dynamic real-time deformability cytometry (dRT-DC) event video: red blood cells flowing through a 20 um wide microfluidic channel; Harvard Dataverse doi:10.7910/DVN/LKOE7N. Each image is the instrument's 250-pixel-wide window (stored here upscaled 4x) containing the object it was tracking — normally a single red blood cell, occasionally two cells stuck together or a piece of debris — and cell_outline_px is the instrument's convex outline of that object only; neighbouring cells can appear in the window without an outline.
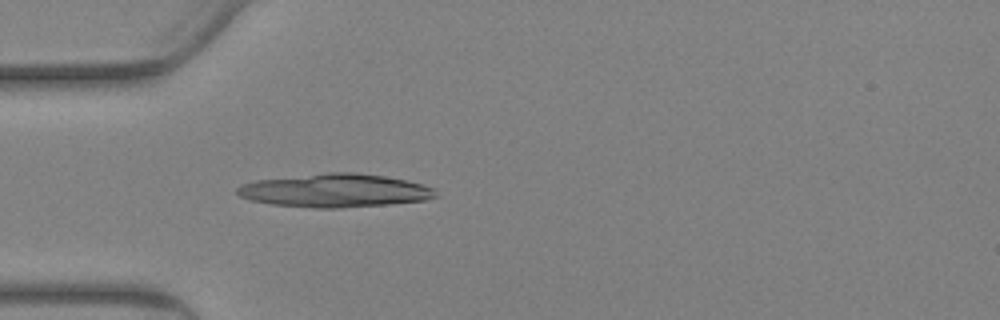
{"species": "Egyptian fruit bat (a non-hibernating species)", "species_latin": "Rousettus aegyptiacus", "temperature_condition": "warm", "stored_images_in_passage": 69, "camera_frame_rate_fps": 3000, "um_per_image_px": 0.085, "animal": {"sex": "female"}, "frame": {"image": 1, "passage_image": 21, "time_ms": 6.667, "image_size_px": [1000, 320], "cell_outline_px": [[436, 196], [424, 200], [388, 204], [340, 208], [312, 208], [272, 204], [252, 200], [240, 196], [236, 192], [236, 188], [240, 184], [256, 180], [328, 172], [356, 172], [384, 176], [424, 184], [432, 188]], "centroid_in_image_um": [28.43, 16.19], "position_along_channel_um": 56.6, "area_um2": 38.44}}
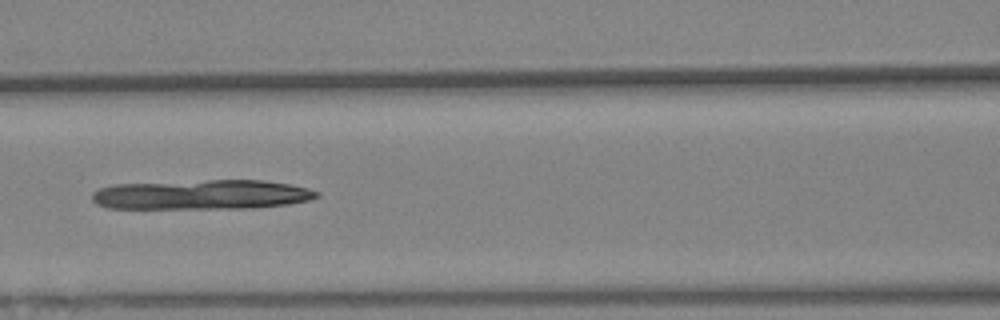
{"frame": {"image": 2, "passage_image": 31, "time_ms": 10.0, "image_size_px": [1000, 320], "cell_outline_px": [[320, 196], [308, 200], [288, 204], [252, 208], [108, 208], [96, 204], [92, 200], [92, 192], [100, 188], [112, 184], [208, 180], [264, 180], [288, 184], [308, 188], [320, 192]], "centroid_in_image_um": [17.14, 16.54], "position_along_channel_um": 149.5, "area_um2": 38.96}}
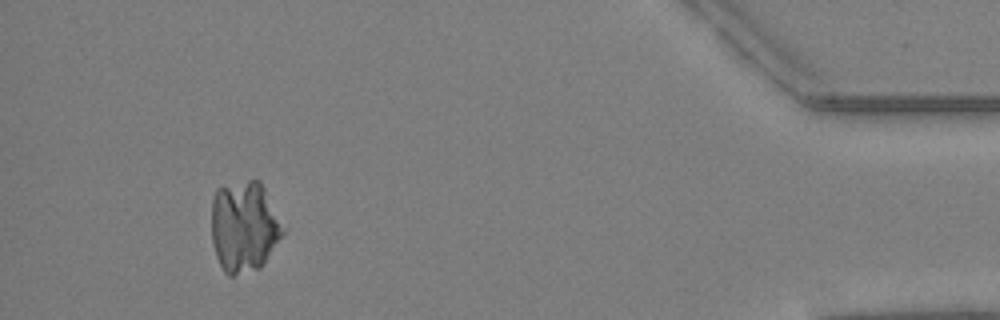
{"frame": {"image": 3, "passage_image": 64, "time_ms": 21.0, "image_size_px": [1000, 320], "cell_outline_px": [[288, 228], [264, 264], [260, 268], [232, 276], [228, 276], [224, 272], [216, 256], [212, 244], [212, 200], [216, 188], [248, 180], [260, 180]], "centroid_in_image_um": [20.8, 19.26], "position_along_channel_um": 414.4, "area_um2": 38.73}}